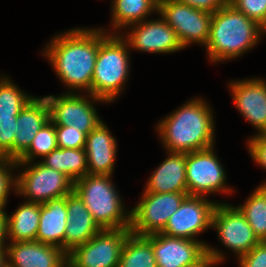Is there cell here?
Masks as SVG:
<instances>
[{
  "instance_id": "cell-1",
  "label": "cell",
  "mask_w": 266,
  "mask_h": 267,
  "mask_svg": "<svg viewBox=\"0 0 266 267\" xmlns=\"http://www.w3.org/2000/svg\"><path fill=\"white\" fill-rule=\"evenodd\" d=\"M99 50V29H71L57 34L45 48V55L58 77L73 90L92 95V78Z\"/></svg>"
},
{
  "instance_id": "cell-2",
  "label": "cell",
  "mask_w": 266,
  "mask_h": 267,
  "mask_svg": "<svg viewBox=\"0 0 266 267\" xmlns=\"http://www.w3.org/2000/svg\"><path fill=\"white\" fill-rule=\"evenodd\" d=\"M202 99H192L158 123L167 152L189 153L213 147L214 120Z\"/></svg>"
},
{
  "instance_id": "cell-3",
  "label": "cell",
  "mask_w": 266,
  "mask_h": 267,
  "mask_svg": "<svg viewBox=\"0 0 266 267\" xmlns=\"http://www.w3.org/2000/svg\"><path fill=\"white\" fill-rule=\"evenodd\" d=\"M262 27L230 3L212 13L206 49L211 62L241 56L261 38Z\"/></svg>"
},
{
  "instance_id": "cell-4",
  "label": "cell",
  "mask_w": 266,
  "mask_h": 267,
  "mask_svg": "<svg viewBox=\"0 0 266 267\" xmlns=\"http://www.w3.org/2000/svg\"><path fill=\"white\" fill-rule=\"evenodd\" d=\"M99 29V50L92 78V95L113 102L129 75L128 42L118 33Z\"/></svg>"
},
{
  "instance_id": "cell-5",
  "label": "cell",
  "mask_w": 266,
  "mask_h": 267,
  "mask_svg": "<svg viewBox=\"0 0 266 267\" xmlns=\"http://www.w3.org/2000/svg\"><path fill=\"white\" fill-rule=\"evenodd\" d=\"M110 178L111 175L87 174L74 182L73 191L102 229L130 228L131 212L124 210Z\"/></svg>"
},
{
  "instance_id": "cell-6",
  "label": "cell",
  "mask_w": 266,
  "mask_h": 267,
  "mask_svg": "<svg viewBox=\"0 0 266 267\" xmlns=\"http://www.w3.org/2000/svg\"><path fill=\"white\" fill-rule=\"evenodd\" d=\"M187 196V192H143L140 202L130 210L131 233L146 236L161 232Z\"/></svg>"
},
{
  "instance_id": "cell-7",
  "label": "cell",
  "mask_w": 266,
  "mask_h": 267,
  "mask_svg": "<svg viewBox=\"0 0 266 267\" xmlns=\"http://www.w3.org/2000/svg\"><path fill=\"white\" fill-rule=\"evenodd\" d=\"M130 228L102 229L67 254L70 267H118Z\"/></svg>"
},
{
  "instance_id": "cell-8",
  "label": "cell",
  "mask_w": 266,
  "mask_h": 267,
  "mask_svg": "<svg viewBox=\"0 0 266 267\" xmlns=\"http://www.w3.org/2000/svg\"><path fill=\"white\" fill-rule=\"evenodd\" d=\"M28 167L16 176V193L28 197L27 202L43 204L73 192L74 182L63 173L41 162Z\"/></svg>"
},
{
  "instance_id": "cell-9",
  "label": "cell",
  "mask_w": 266,
  "mask_h": 267,
  "mask_svg": "<svg viewBox=\"0 0 266 267\" xmlns=\"http://www.w3.org/2000/svg\"><path fill=\"white\" fill-rule=\"evenodd\" d=\"M177 34L183 47L192 43L206 46L212 13L193 8L178 0H161L157 11Z\"/></svg>"
},
{
  "instance_id": "cell-10",
  "label": "cell",
  "mask_w": 266,
  "mask_h": 267,
  "mask_svg": "<svg viewBox=\"0 0 266 267\" xmlns=\"http://www.w3.org/2000/svg\"><path fill=\"white\" fill-rule=\"evenodd\" d=\"M222 166L213 147L186 153L188 195L206 197L215 192H232L225 186L226 175Z\"/></svg>"
},
{
  "instance_id": "cell-11",
  "label": "cell",
  "mask_w": 266,
  "mask_h": 267,
  "mask_svg": "<svg viewBox=\"0 0 266 267\" xmlns=\"http://www.w3.org/2000/svg\"><path fill=\"white\" fill-rule=\"evenodd\" d=\"M89 95L91 101L71 91L58 97L45 96L49 105L50 121L55 126H72L88 135L101 122L91 102L96 100L105 103V100Z\"/></svg>"
},
{
  "instance_id": "cell-12",
  "label": "cell",
  "mask_w": 266,
  "mask_h": 267,
  "mask_svg": "<svg viewBox=\"0 0 266 267\" xmlns=\"http://www.w3.org/2000/svg\"><path fill=\"white\" fill-rule=\"evenodd\" d=\"M211 227L217 230L222 244L233 250L238 257L248 253L260 242L247 219L236 206L217 203L213 211Z\"/></svg>"
},
{
  "instance_id": "cell-13",
  "label": "cell",
  "mask_w": 266,
  "mask_h": 267,
  "mask_svg": "<svg viewBox=\"0 0 266 267\" xmlns=\"http://www.w3.org/2000/svg\"><path fill=\"white\" fill-rule=\"evenodd\" d=\"M216 204L203 196L188 195L160 233L171 237L197 240L194 238L195 235L211 228Z\"/></svg>"
},
{
  "instance_id": "cell-14",
  "label": "cell",
  "mask_w": 266,
  "mask_h": 267,
  "mask_svg": "<svg viewBox=\"0 0 266 267\" xmlns=\"http://www.w3.org/2000/svg\"><path fill=\"white\" fill-rule=\"evenodd\" d=\"M208 244L167 236L163 233L152 234V248L157 267H189L195 265L206 255Z\"/></svg>"
},
{
  "instance_id": "cell-15",
  "label": "cell",
  "mask_w": 266,
  "mask_h": 267,
  "mask_svg": "<svg viewBox=\"0 0 266 267\" xmlns=\"http://www.w3.org/2000/svg\"><path fill=\"white\" fill-rule=\"evenodd\" d=\"M130 26L133 30L125 39L129 48L151 53H171L183 49L175 30L163 18L144 20Z\"/></svg>"
},
{
  "instance_id": "cell-16",
  "label": "cell",
  "mask_w": 266,
  "mask_h": 267,
  "mask_svg": "<svg viewBox=\"0 0 266 267\" xmlns=\"http://www.w3.org/2000/svg\"><path fill=\"white\" fill-rule=\"evenodd\" d=\"M233 101L246 120L257 128L259 135L266 134V82L250 79L230 82Z\"/></svg>"
},
{
  "instance_id": "cell-17",
  "label": "cell",
  "mask_w": 266,
  "mask_h": 267,
  "mask_svg": "<svg viewBox=\"0 0 266 267\" xmlns=\"http://www.w3.org/2000/svg\"><path fill=\"white\" fill-rule=\"evenodd\" d=\"M7 246L8 267H65L68 264L67 254L58 246L37 240L11 242Z\"/></svg>"
},
{
  "instance_id": "cell-18",
  "label": "cell",
  "mask_w": 266,
  "mask_h": 267,
  "mask_svg": "<svg viewBox=\"0 0 266 267\" xmlns=\"http://www.w3.org/2000/svg\"><path fill=\"white\" fill-rule=\"evenodd\" d=\"M67 226L64 234V252L85 244L102 228L94 220L83 201L73 191L66 195Z\"/></svg>"
},
{
  "instance_id": "cell-19",
  "label": "cell",
  "mask_w": 266,
  "mask_h": 267,
  "mask_svg": "<svg viewBox=\"0 0 266 267\" xmlns=\"http://www.w3.org/2000/svg\"><path fill=\"white\" fill-rule=\"evenodd\" d=\"M84 149L87 157L88 174L112 175L117 144L102 121L87 135Z\"/></svg>"
},
{
  "instance_id": "cell-20",
  "label": "cell",
  "mask_w": 266,
  "mask_h": 267,
  "mask_svg": "<svg viewBox=\"0 0 266 267\" xmlns=\"http://www.w3.org/2000/svg\"><path fill=\"white\" fill-rule=\"evenodd\" d=\"M50 120L49 105L45 97H34L17 116L13 143L16 161L29 147L38 131Z\"/></svg>"
},
{
  "instance_id": "cell-21",
  "label": "cell",
  "mask_w": 266,
  "mask_h": 267,
  "mask_svg": "<svg viewBox=\"0 0 266 267\" xmlns=\"http://www.w3.org/2000/svg\"><path fill=\"white\" fill-rule=\"evenodd\" d=\"M169 156L150 176L144 192H187L186 153L168 152Z\"/></svg>"
},
{
  "instance_id": "cell-22",
  "label": "cell",
  "mask_w": 266,
  "mask_h": 267,
  "mask_svg": "<svg viewBox=\"0 0 266 267\" xmlns=\"http://www.w3.org/2000/svg\"><path fill=\"white\" fill-rule=\"evenodd\" d=\"M67 216L66 196L40 204V219L36 240L58 246L64 251Z\"/></svg>"
},
{
  "instance_id": "cell-23",
  "label": "cell",
  "mask_w": 266,
  "mask_h": 267,
  "mask_svg": "<svg viewBox=\"0 0 266 267\" xmlns=\"http://www.w3.org/2000/svg\"><path fill=\"white\" fill-rule=\"evenodd\" d=\"M40 203L26 202L7 215V238L11 242L34 241L38 233Z\"/></svg>"
},
{
  "instance_id": "cell-24",
  "label": "cell",
  "mask_w": 266,
  "mask_h": 267,
  "mask_svg": "<svg viewBox=\"0 0 266 267\" xmlns=\"http://www.w3.org/2000/svg\"><path fill=\"white\" fill-rule=\"evenodd\" d=\"M41 163L63 173L73 182L88 174L87 157L84 148L67 149L57 147L43 157Z\"/></svg>"
},
{
  "instance_id": "cell-25",
  "label": "cell",
  "mask_w": 266,
  "mask_h": 267,
  "mask_svg": "<svg viewBox=\"0 0 266 267\" xmlns=\"http://www.w3.org/2000/svg\"><path fill=\"white\" fill-rule=\"evenodd\" d=\"M161 0H114L112 8V25L115 29L146 20L151 12L158 11Z\"/></svg>"
},
{
  "instance_id": "cell-26",
  "label": "cell",
  "mask_w": 266,
  "mask_h": 267,
  "mask_svg": "<svg viewBox=\"0 0 266 267\" xmlns=\"http://www.w3.org/2000/svg\"><path fill=\"white\" fill-rule=\"evenodd\" d=\"M118 267H157L152 234L139 236L130 233L123 246Z\"/></svg>"
},
{
  "instance_id": "cell-27",
  "label": "cell",
  "mask_w": 266,
  "mask_h": 267,
  "mask_svg": "<svg viewBox=\"0 0 266 267\" xmlns=\"http://www.w3.org/2000/svg\"><path fill=\"white\" fill-rule=\"evenodd\" d=\"M260 241H266V192L259 186L245 203L237 206Z\"/></svg>"
},
{
  "instance_id": "cell-28",
  "label": "cell",
  "mask_w": 266,
  "mask_h": 267,
  "mask_svg": "<svg viewBox=\"0 0 266 267\" xmlns=\"http://www.w3.org/2000/svg\"><path fill=\"white\" fill-rule=\"evenodd\" d=\"M57 147L55 125L49 120L35 135L30 147L15 161L16 166H27L34 157H45Z\"/></svg>"
},
{
  "instance_id": "cell-29",
  "label": "cell",
  "mask_w": 266,
  "mask_h": 267,
  "mask_svg": "<svg viewBox=\"0 0 266 267\" xmlns=\"http://www.w3.org/2000/svg\"><path fill=\"white\" fill-rule=\"evenodd\" d=\"M33 98L20 91L8 77H0V117L18 116Z\"/></svg>"
},
{
  "instance_id": "cell-30",
  "label": "cell",
  "mask_w": 266,
  "mask_h": 267,
  "mask_svg": "<svg viewBox=\"0 0 266 267\" xmlns=\"http://www.w3.org/2000/svg\"><path fill=\"white\" fill-rule=\"evenodd\" d=\"M17 116L0 117V157L13 160Z\"/></svg>"
},
{
  "instance_id": "cell-31",
  "label": "cell",
  "mask_w": 266,
  "mask_h": 267,
  "mask_svg": "<svg viewBox=\"0 0 266 267\" xmlns=\"http://www.w3.org/2000/svg\"><path fill=\"white\" fill-rule=\"evenodd\" d=\"M229 3L260 26L266 22V0H229Z\"/></svg>"
},
{
  "instance_id": "cell-32",
  "label": "cell",
  "mask_w": 266,
  "mask_h": 267,
  "mask_svg": "<svg viewBox=\"0 0 266 267\" xmlns=\"http://www.w3.org/2000/svg\"><path fill=\"white\" fill-rule=\"evenodd\" d=\"M58 148H84L87 135L84 132L69 126H55Z\"/></svg>"
},
{
  "instance_id": "cell-33",
  "label": "cell",
  "mask_w": 266,
  "mask_h": 267,
  "mask_svg": "<svg viewBox=\"0 0 266 267\" xmlns=\"http://www.w3.org/2000/svg\"><path fill=\"white\" fill-rule=\"evenodd\" d=\"M15 167L16 162L14 160L0 157V208L2 209L6 206L10 187L14 186L16 192V177L12 176V171H10Z\"/></svg>"
},
{
  "instance_id": "cell-34",
  "label": "cell",
  "mask_w": 266,
  "mask_h": 267,
  "mask_svg": "<svg viewBox=\"0 0 266 267\" xmlns=\"http://www.w3.org/2000/svg\"><path fill=\"white\" fill-rule=\"evenodd\" d=\"M238 259L240 267H266V241H260Z\"/></svg>"
},
{
  "instance_id": "cell-35",
  "label": "cell",
  "mask_w": 266,
  "mask_h": 267,
  "mask_svg": "<svg viewBox=\"0 0 266 267\" xmlns=\"http://www.w3.org/2000/svg\"><path fill=\"white\" fill-rule=\"evenodd\" d=\"M248 140L251 157L266 170V134L257 135ZM262 185H266L264 182Z\"/></svg>"
},
{
  "instance_id": "cell-36",
  "label": "cell",
  "mask_w": 266,
  "mask_h": 267,
  "mask_svg": "<svg viewBox=\"0 0 266 267\" xmlns=\"http://www.w3.org/2000/svg\"><path fill=\"white\" fill-rule=\"evenodd\" d=\"M193 8L215 13L219 8L226 6L229 0H178Z\"/></svg>"
},
{
  "instance_id": "cell-37",
  "label": "cell",
  "mask_w": 266,
  "mask_h": 267,
  "mask_svg": "<svg viewBox=\"0 0 266 267\" xmlns=\"http://www.w3.org/2000/svg\"><path fill=\"white\" fill-rule=\"evenodd\" d=\"M224 256L219 250L211 248L209 245L206 247V255L195 265L189 267H211L219 262H223Z\"/></svg>"
},
{
  "instance_id": "cell-38",
  "label": "cell",
  "mask_w": 266,
  "mask_h": 267,
  "mask_svg": "<svg viewBox=\"0 0 266 267\" xmlns=\"http://www.w3.org/2000/svg\"><path fill=\"white\" fill-rule=\"evenodd\" d=\"M7 237V214L0 208V247H7L5 240Z\"/></svg>"
},
{
  "instance_id": "cell-39",
  "label": "cell",
  "mask_w": 266,
  "mask_h": 267,
  "mask_svg": "<svg viewBox=\"0 0 266 267\" xmlns=\"http://www.w3.org/2000/svg\"><path fill=\"white\" fill-rule=\"evenodd\" d=\"M7 266V252L6 247H0V267Z\"/></svg>"
},
{
  "instance_id": "cell-40",
  "label": "cell",
  "mask_w": 266,
  "mask_h": 267,
  "mask_svg": "<svg viewBox=\"0 0 266 267\" xmlns=\"http://www.w3.org/2000/svg\"><path fill=\"white\" fill-rule=\"evenodd\" d=\"M261 27H262V33L266 34V22Z\"/></svg>"
},
{
  "instance_id": "cell-41",
  "label": "cell",
  "mask_w": 266,
  "mask_h": 267,
  "mask_svg": "<svg viewBox=\"0 0 266 267\" xmlns=\"http://www.w3.org/2000/svg\"><path fill=\"white\" fill-rule=\"evenodd\" d=\"M260 187L266 192V185H260Z\"/></svg>"
}]
</instances>
